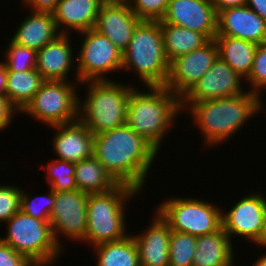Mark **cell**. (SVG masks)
I'll list each match as a JSON object with an SVG mask.
<instances>
[{
	"mask_svg": "<svg viewBox=\"0 0 266 266\" xmlns=\"http://www.w3.org/2000/svg\"><path fill=\"white\" fill-rule=\"evenodd\" d=\"M159 152L127 124L94 135L93 156L119 184L139 192Z\"/></svg>",
	"mask_w": 266,
	"mask_h": 266,
	"instance_id": "obj_1",
	"label": "cell"
},
{
	"mask_svg": "<svg viewBox=\"0 0 266 266\" xmlns=\"http://www.w3.org/2000/svg\"><path fill=\"white\" fill-rule=\"evenodd\" d=\"M262 98L247 90L232 97L203 102H181V107L182 111L186 109L190 113L195 125L201 130L205 147L213 148L226 143L249 119L264 110Z\"/></svg>",
	"mask_w": 266,
	"mask_h": 266,
	"instance_id": "obj_2",
	"label": "cell"
},
{
	"mask_svg": "<svg viewBox=\"0 0 266 266\" xmlns=\"http://www.w3.org/2000/svg\"><path fill=\"white\" fill-rule=\"evenodd\" d=\"M137 88L131 90L126 124L159 152L182 112L181 98L165 86Z\"/></svg>",
	"mask_w": 266,
	"mask_h": 266,
	"instance_id": "obj_3",
	"label": "cell"
},
{
	"mask_svg": "<svg viewBox=\"0 0 266 266\" xmlns=\"http://www.w3.org/2000/svg\"><path fill=\"white\" fill-rule=\"evenodd\" d=\"M80 85L85 86V89L87 85V94L84 100L79 98L78 120L92 134L96 135L126 124L132 85L117 80L85 81Z\"/></svg>",
	"mask_w": 266,
	"mask_h": 266,
	"instance_id": "obj_4",
	"label": "cell"
},
{
	"mask_svg": "<svg viewBox=\"0 0 266 266\" xmlns=\"http://www.w3.org/2000/svg\"><path fill=\"white\" fill-rule=\"evenodd\" d=\"M121 70L137 73L143 87L165 86L170 62L165 55L160 21L142 20L137 25L123 53Z\"/></svg>",
	"mask_w": 266,
	"mask_h": 266,
	"instance_id": "obj_5",
	"label": "cell"
},
{
	"mask_svg": "<svg viewBox=\"0 0 266 266\" xmlns=\"http://www.w3.org/2000/svg\"><path fill=\"white\" fill-rule=\"evenodd\" d=\"M140 192L119 184L105 193L89 194L87 200V233L84 239L89 246L121 240L129 235L125 209ZM126 230V231H125Z\"/></svg>",
	"mask_w": 266,
	"mask_h": 266,
	"instance_id": "obj_6",
	"label": "cell"
},
{
	"mask_svg": "<svg viewBox=\"0 0 266 266\" xmlns=\"http://www.w3.org/2000/svg\"><path fill=\"white\" fill-rule=\"evenodd\" d=\"M5 223L7 232L0 240L28 257L35 265H55L60 259L59 255L62 256L63 251L56 245L50 222L19 210Z\"/></svg>",
	"mask_w": 266,
	"mask_h": 266,
	"instance_id": "obj_7",
	"label": "cell"
},
{
	"mask_svg": "<svg viewBox=\"0 0 266 266\" xmlns=\"http://www.w3.org/2000/svg\"><path fill=\"white\" fill-rule=\"evenodd\" d=\"M156 211L171 230L194 237L214 233L222 227V208L203 199L174 196L157 205Z\"/></svg>",
	"mask_w": 266,
	"mask_h": 266,
	"instance_id": "obj_8",
	"label": "cell"
},
{
	"mask_svg": "<svg viewBox=\"0 0 266 266\" xmlns=\"http://www.w3.org/2000/svg\"><path fill=\"white\" fill-rule=\"evenodd\" d=\"M79 82L46 80L32 100L19 113L30 115L49 127L78 120Z\"/></svg>",
	"mask_w": 266,
	"mask_h": 266,
	"instance_id": "obj_9",
	"label": "cell"
},
{
	"mask_svg": "<svg viewBox=\"0 0 266 266\" xmlns=\"http://www.w3.org/2000/svg\"><path fill=\"white\" fill-rule=\"evenodd\" d=\"M83 36L76 55L75 81L112 80L110 72L122 71L123 53L103 34L92 28L79 32ZM107 73V74H106Z\"/></svg>",
	"mask_w": 266,
	"mask_h": 266,
	"instance_id": "obj_10",
	"label": "cell"
},
{
	"mask_svg": "<svg viewBox=\"0 0 266 266\" xmlns=\"http://www.w3.org/2000/svg\"><path fill=\"white\" fill-rule=\"evenodd\" d=\"M88 195L78 189L55 192V202L50 213V224L56 245L62 251L65 250V246L59 239L60 236H64L67 240L84 243L87 233Z\"/></svg>",
	"mask_w": 266,
	"mask_h": 266,
	"instance_id": "obj_11",
	"label": "cell"
},
{
	"mask_svg": "<svg viewBox=\"0 0 266 266\" xmlns=\"http://www.w3.org/2000/svg\"><path fill=\"white\" fill-rule=\"evenodd\" d=\"M265 197L260 192H252L232 205L229 211L222 209V227L231 240L240 236L255 244L266 220Z\"/></svg>",
	"mask_w": 266,
	"mask_h": 266,
	"instance_id": "obj_12",
	"label": "cell"
},
{
	"mask_svg": "<svg viewBox=\"0 0 266 266\" xmlns=\"http://www.w3.org/2000/svg\"><path fill=\"white\" fill-rule=\"evenodd\" d=\"M217 58L218 46L214 39L199 49L176 57L170 62L165 87L182 98L204 76Z\"/></svg>",
	"mask_w": 266,
	"mask_h": 266,
	"instance_id": "obj_13",
	"label": "cell"
},
{
	"mask_svg": "<svg viewBox=\"0 0 266 266\" xmlns=\"http://www.w3.org/2000/svg\"><path fill=\"white\" fill-rule=\"evenodd\" d=\"M243 81L245 79L218 56L204 76L181 98V102H203L242 94L245 92Z\"/></svg>",
	"mask_w": 266,
	"mask_h": 266,
	"instance_id": "obj_14",
	"label": "cell"
},
{
	"mask_svg": "<svg viewBox=\"0 0 266 266\" xmlns=\"http://www.w3.org/2000/svg\"><path fill=\"white\" fill-rule=\"evenodd\" d=\"M217 18L218 12L211 0H169L160 23L185 27L213 40L217 34Z\"/></svg>",
	"mask_w": 266,
	"mask_h": 266,
	"instance_id": "obj_15",
	"label": "cell"
},
{
	"mask_svg": "<svg viewBox=\"0 0 266 266\" xmlns=\"http://www.w3.org/2000/svg\"><path fill=\"white\" fill-rule=\"evenodd\" d=\"M141 21L126 1L104 2L99 9L94 29L124 53Z\"/></svg>",
	"mask_w": 266,
	"mask_h": 266,
	"instance_id": "obj_16",
	"label": "cell"
},
{
	"mask_svg": "<svg viewBox=\"0 0 266 266\" xmlns=\"http://www.w3.org/2000/svg\"><path fill=\"white\" fill-rule=\"evenodd\" d=\"M216 36L236 37L257 45L266 43V21L247 5L218 11Z\"/></svg>",
	"mask_w": 266,
	"mask_h": 266,
	"instance_id": "obj_17",
	"label": "cell"
},
{
	"mask_svg": "<svg viewBox=\"0 0 266 266\" xmlns=\"http://www.w3.org/2000/svg\"><path fill=\"white\" fill-rule=\"evenodd\" d=\"M55 133L52 145L57 159L80 162L93 157L94 134L79 120L51 126Z\"/></svg>",
	"mask_w": 266,
	"mask_h": 266,
	"instance_id": "obj_18",
	"label": "cell"
},
{
	"mask_svg": "<svg viewBox=\"0 0 266 266\" xmlns=\"http://www.w3.org/2000/svg\"><path fill=\"white\" fill-rule=\"evenodd\" d=\"M71 36L61 34L37 51L36 71L45 80L70 81L68 76L71 69L77 72Z\"/></svg>",
	"mask_w": 266,
	"mask_h": 266,
	"instance_id": "obj_19",
	"label": "cell"
},
{
	"mask_svg": "<svg viewBox=\"0 0 266 266\" xmlns=\"http://www.w3.org/2000/svg\"><path fill=\"white\" fill-rule=\"evenodd\" d=\"M147 230L132 235L137 246L140 266H169V224L155 210ZM143 232V233H142Z\"/></svg>",
	"mask_w": 266,
	"mask_h": 266,
	"instance_id": "obj_20",
	"label": "cell"
},
{
	"mask_svg": "<svg viewBox=\"0 0 266 266\" xmlns=\"http://www.w3.org/2000/svg\"><path fill=\"white\" fill-rule=\"evenodd\" d=\"M103 3V0H59L52 12L59 32L71 34L94 28Z\"/></svg>",
	"mask_w": 266,
	"mask_h": 266,
	"instance_id": "obj_21",
	"label": "cell"
},
{
	"mask_svg": "<svg viewBox=\"0 0 266 266\" xmlns=\"http://www.w3.org/2000/svg\"><path fill=\"white\" fill-rule=\"evenodd\" d=\"M26 17L12 34V42L39 51L61 35L52 13L30 11Z\"/></svg>",
	"mask_w": 266,
	"mask_h": 266,
	"instance_id": "obj_22",
	"label": "cell"
},
{
	"mask_svg": "<svg viewBox=\"0 0 266 266\" xmlns=\"http://www.w3.org/2000/svg\"><path fill=\"white\" fill-rule=\"evenodd\" d=\"M233 244L223 227L214 233L196 237L193 266H235Z\"/></svg>",
	"mask_w": 266,
	"mask_h": 266,
	"instance_id": "obj_23",
	"label": "cell"
},
{
	"mask_svg": "<svg viewBox=\"0 0 266 266\" xmlns=\"http://www.w3.org/2000/svg\"><path fill=\"white\" fill-rule=\"evenodd\" d=\"M218 56L246 79L252 69L257 44L236 37L215 36Z\"/></svg>",
	"mask_w": 266,
	"mask_h": 266,
	"instance_id": "obj_24",
	"label": "cell"
},
{
	"mask_svg": "<svg viewBox=\"0 0 266 266\" xmlns=\"http://www.w3.org/2000/svg\"><path fill=\"white\" fill-rule=\"evenodd\" d=\"M74 177L77 189L87 194L105 193L119 185L94 156L75 163Z\"/></svg>",
	"mask_w": 266,
	"mask_h": 266,
	"instance_id": "obj_25",
	"label": "cell"
},
{
	"mask_svg": "<svg viewBox=\"0 0 266 266\" xmlns=\"http://www.w3.org/2000/svg\"><path fill=\"white\" fill-rule=\"evenodd\" d=\"M166 58L176 57L203 47L210 40L202 33L174 24L160 23Z\"/></svg>",
	"mask_w": 266,
	"mask_h": 266,
	"instance_id": "obj_26",
	"label": "cell"
},
{
	"mask_svg": "<svg viewBox=\"0 0 266 266\" xmlns=\"http://www.w3.org/2000/svg\"><path fill=\"white\" fill-rule=\"evenodd\" d=\"M46 80L36 71H7L6 97L20 113Z\"/></svg>",
	"mask_w": 266,
	"mask_h": 266,
	"instance_id": "obj_27",
	"label": "cell"
},
{
	"mask_svg": "<svg viewBox=\"0 0 266 266\" xmlns=\"http://www.w3.org/2000/svg\"><path fill=\"white\" fill-rule=\"evenodd\" d=\"M93 248L96 252V266H140L132 233L121 240L102 243Z\"/></svg>",
	"mask_w": 266,
	"mask_h": 266,
	"instance_id": "obj_28",
	"label": "cell"
},
{
	"mask_svg": "<svg viewBox=\"0 0 266 266\" xmlns=\"http://www.w3.org/2000/svg\"><path fill=\"white\" fill-rule=\"evenodd\" d=\"M41 164L43 170L47 172V183L50 184L53 191H73L77 189L74 177V162L56 159L51 160L47 166H44L42 162Z\"/></svg>",
	"mask_w": 266,
	"mask_h": 266,
	"instance_id": "obj_29",
	"label": "cell"
},
{
	"mask_svg": "<svg viewBox=\"0 0 266 266\" xmlns=\"http://www.w3.org/2000/svg\"><path fill=\"white\" fill-rule=\"evenodd\" d=\"M168 252L169 266H193L196 237L171 230Z\"/></svg>",
	"mask_w": 266,
	"mask_h": 266,
	"instance_id": "obj_30",
	"label": "cell"
},
{
	"mask_svg": "<svg viewBox=\"0 0 266 266\" xmlns=\"http://www.w3.org/2000/svg\"><path fill=\"white\" fill-rule=\"evenodd\" d=\"M3 53L5 61L1 62L7 67V71L24 72L36 69L37 51L33 49L9 41Z\"/></svg>",
	"mask_w": 266,
	"mask_h": 266,
	"instance_id": "obj_31",
	"label": "cell"
},
{
	"mask_svg": "<svg viewBox=\"0 0 266 266\" xmlns=\"http://www.w3.org/2000/svg\"><path fill=\"white\" fill-rule=\"evenodd\" d=\"M47 192L45 195L33 197L22 189L20 210L31 217L50 222V213L55 202V191L49 187Z\"/></svg>",
	"mask_w": 266,
	"mask_h": 266,
	"instance_id": "obj_32",
	"label": "cell"
},
{
	"mask_svg": "<svg viewBox=\"0 0 266 266\" xmlns=\"http://www.w3.org/2000/svg\"><path fill=\"white\" fill-rule=\"evenodd\" d=\"M245 81H248L249 91L260 97L266 90V43L257 46L251 72Z\"/></svg>",
	"mask_w": 266,
	"mask_h": 266,
	"instance_id": "obj_33",
	"label": "cell"
},
{
	"mask_svg": "<svg viewBox=\"0 0 266 266\" xmlns=\"http://www.w3.org/2000/svg\"><path fill=\"white\" fill-rule=\"evenodd\" d=\"M141 20L160 21L166 14L169 0H126Z\"/></svg>",
	"mask_w": 266,
	"mask_h": 266,
	"instance_id": "obj_34",
	"label": "cell"
},
{
	"mask_svg": "<svg viewBox=\"0 0 266 266\" xmlns=\"http://www.w3.org/2000/svg\"><path fill=\"white\" fill-rule=\"evenodd\" d=\"M22 188L0 185V223L7 222L21 208Z\"/></svg>",
	"mask_w": 266,
	"mask_h": 266,
	"instance_id": "obj_35",
	"label": "cell"
},
{
	"mask_svg": "<svg viewBox=\"0 0 266 266\" xmlns=\"http://www.w3.org/2000/svg\"><path fill=\"white\" fill-rule=\"evenodd\" d=\"M0 266H35V264L0 240Z\"/></svg>",
	"mask_w": 266,
	"mask_h": 266,
	"instance_id": "obj_36",
	"label": "cell"
},
{
	"mask_svg": "<svg viewBox=\"0 0 266 266\" xmlns=\"http://www.w3.org/2000/svg\"><path fill=\"white\" fill-rule=\"evenodd\" d=\"M19 113L10 103L6 95H0V132L8 128L12 123L13 117Z\"/></svg>",
	"mask_w": 266,
	"mask_h": 266,
	"instance_id": "obj_37",
	"label": "cell"
},
{
	"mask_svg": "<svg viewBox=\"0 0 266 266\" xmlns=\"http://www.w3.org/2000/svg\"><path fill=\"white\" fill-rule=\"evenodd\" d=\"M24 7L30 11L52 13L59 0H22Z\"/></svg>",
	"mask_w": 266,
	"mask_h": 266,
	"instance_id": "obj_38",
	"label": "cell"
},
{
	"mask_svg": "<svg viewBox=\"0 0 266 266\" xmlns=\"http://www.w3.org/2000/svg\"><path fill=\"white\" fill-rule=\"evenodd\" d=\"M247 0H211L216 11H220L229 7L244 6Z\"/></svg>",
	"mask_w": 266,
	"mask_h": 266,
	"instance_id": "obj_39",
	"label": "cell"
},
{
	"mask_svg": "<svg viewBox=\"0 0 266 266\" xmlns=\"http://www.w3.org/2000/svg\"><path fill=\"white\" fill-rule=\"evenodd\" d=\"M245 5L266 21V0H247Z\"/></svg>",
	"mask_w": 266,
	"mask_h": 266,
	"instance_id": "obj_40",
	"label": "cell"
},
{
	"mask_svg": "<svg viewBox=\"0 0 266 266\" xmlns=\"http://www.w3.org/2000/svg\"><path fill=\"white\" fill-rule=\"evenodd\" d=\"M7 67L0 62V95H6Z\"/></svg>",
	"mask_w": 266,
	"mask_h": 266,
	"instance_id": "obj_41",
	"label": "cell"
},
{
	"mask_svg": "<svg viewBox=\"0 0 266 266\" xmlns=\"http://www.w3.org/2000/svg\"><path fill=\"white\" fill-rule=\"evenodd\" d=\"M256 245L261 246L263 249L266 248V220L264 224V228L262 229V233L258 240L255 242Z\"/></svg>",
	"mask_w": 266,
	"mask_h": 266,
	"instance_id": "obj_42",
	"label": "cell"
},
{
	"mask_svg": "<svg viewBox=\"0 0 266 266\" xmlns=\"http://www.w3.org/2000/svg\"><path fill=\"white\" fill-rule=\"evenodd\" d=\"M260 257V258H259ZM258 260L253 263V266H266V253H262L261 256L257 257Z\"/></svg>",
	"mask_w": 266,
	"mask_h": 266,
	"instance_id": "obj_43",
	"label": "cell"
},
{
	"mask_svg": "<svg viewBox=\"0 0 266 266\" xmlns=\"http://www.w3.org/2000/svg\"><path fill=\"white\" fill-rule=\"evenodd\" d=\"M104 2L120 1V0H103Z\"/></svg>",
	"mask_w": 266,
	"mask_h": 266,
	"instance_id": "obj_44",
	"label": "cell"
}]
</instances>
